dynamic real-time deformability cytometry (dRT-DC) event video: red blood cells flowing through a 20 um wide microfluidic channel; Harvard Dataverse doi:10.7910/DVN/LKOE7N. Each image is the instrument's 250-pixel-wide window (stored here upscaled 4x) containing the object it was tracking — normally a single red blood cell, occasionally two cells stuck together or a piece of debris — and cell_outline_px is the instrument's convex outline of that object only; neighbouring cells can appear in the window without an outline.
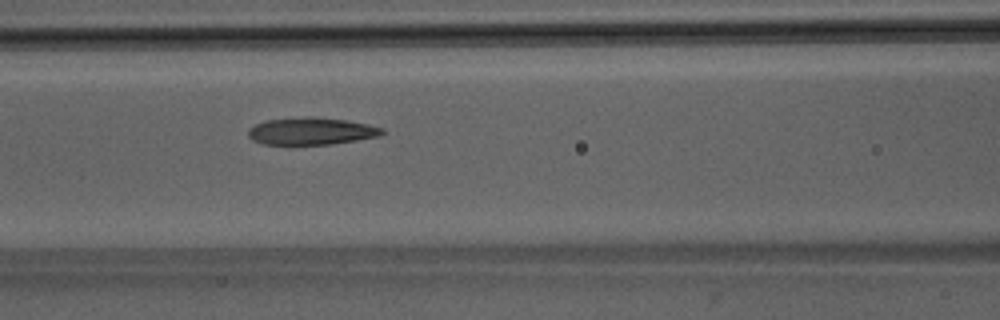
{"species": "Egyptian fruit bat (a non-hibernating species)", "species_latin": "Rousettus aegyptiacus", "temperature_condition": "room temperature", "stored_images_in_passage": 34, "camera_frame_rate_fps": 3000, "um_per_image_px": 0.085, "animal": {"sex": "male"}, "frame": {"image": 1, "passage_image": 8, "time_ms": 2.333, "image_size_px": [1000, 320], "cell_outline_px": [[384, 132], [380, 136], [356, 140], [328, 144], [264, 144], [252, 140], [248, 136], [248, 128], [264, 120], [308, 116], [312, 116], [344, 120], [368, 124], [384, 128]], "centroid_in_image_um": [26.44, 11.14], "position_along_channel_um": 140.2, "area_um2": 21.21}}
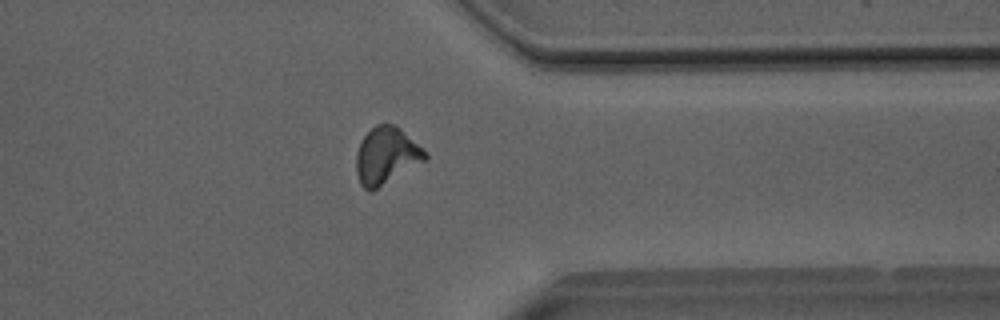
{"frame": {"image": 2, "passage_image": 26, "time_ms": 8.333, "image_size_px": [1000, 320], "cell_outline_px": [[428, 156], [424, 160], [376, 188], [368, 192], [360, 184], [356, 172], [356, 152], [360, 140], [376, 124], [396, 124], [428, 152]], "centroid_in_image_um": [32.81, 13.2], "position_along_channel_um": 378.6, "area_um2": 22.6}}
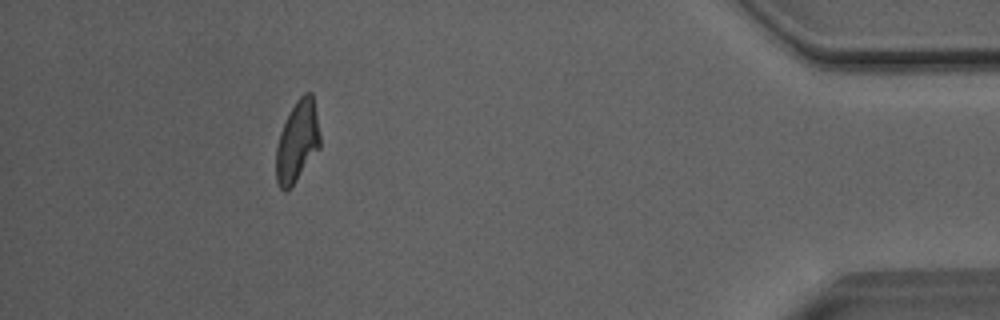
{"frame": {"image": 3, "passage_image": 32, "time_ms": 10.333, "image_size_px": [1000, 320], "cell_outline_px": [[320, 148], [288, 192], [284, 192], [280, 188], [276, 180], [276, 148], [280, 132], [296, 100], [304, 92], [312, 92], [320, 136]], "centroid_in_image_um": [25.26, 12.07], "position_along_channel_um": 409.9, "area_um2": 20.75}, "authors_computed_cell_mechanics": {"area_um2": 21.3571, "velocity_mm_per_s": 4.069, "shape_relaxation_time_tau1_ms": 6.3521, "shape_relaxation_time_tau2_ms": 2.2629, "deformation_change_tau1": 0.2189, "deformation_change_tau2": 0.1055}}